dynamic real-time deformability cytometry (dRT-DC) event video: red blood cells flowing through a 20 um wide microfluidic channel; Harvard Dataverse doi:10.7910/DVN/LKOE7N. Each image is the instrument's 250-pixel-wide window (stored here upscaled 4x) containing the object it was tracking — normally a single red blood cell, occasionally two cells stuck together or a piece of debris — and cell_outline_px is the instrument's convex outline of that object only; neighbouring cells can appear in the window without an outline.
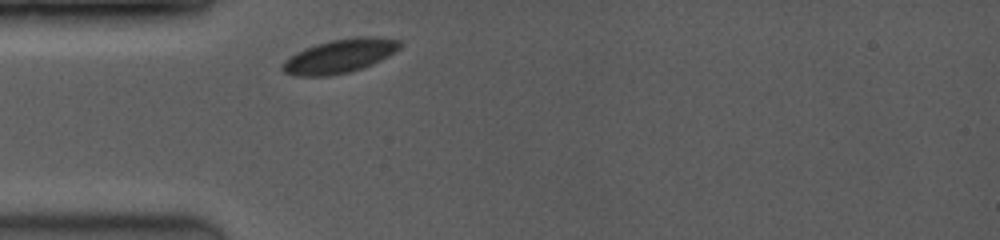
{"species": "common noctule bat (a hibernating species)", "species_latin": "Nyctalus noctula", "temperature_condition": "room temperature", "stored_images_in_passage": 1, "camera_frame_rate_fps": 3500, "um_per_image_px": 0.085, "animal": {"sex": "female", "body_mass_g": 19.0, "forearm_length_mm": 53.3}, "frame": {"image": 1, "passage_image": 1, "time_ms": 0.0, "image_size_px": [1000, 240], "cell_outline_px": [[400, 48], [388, 56], [372, 64], [348, 72], [328, 76], [296, 76], [284, 72], [280, 68], [280, 64], [284, 60], [296, 52], [304, 48], [316, 44], [332, 40], [356, 36], [376, 36], [400, 40]], "centroid_in_image_um": [28.84, 4.76], "position_along_channel_um": 56.2, "area_um2": 23.18}}